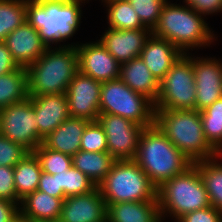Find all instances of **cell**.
Returning <instances> with one entry per match:
<instances>
[{
    "instance_id": "obj_1",
    "label": "cell",
    "mask_w": 222,
    "mask_h": 222,
    "mask_svg": "<svg viewBox=\"0 0 222 222\" xmlns=\"http://www.w3.org/2000/svg\"><path fill=\"white\" fill-rule=\"evenodd\" d=\"M87 0H26V22L42 39L47 48L68 40L81 23L82 3ZM52 44V45H51Z\"/></svg>"
},
{
    "instance_id": "obj_2",
    "label": "cell",
    "mask_w": 222,
    "mask_h": 222,
    "mask_svg": "<svg viewBox=\"0 0 222 222\" xmlns=\"http://www.w3.org/2000/svg\"><path fill=\"white\" fill-rule=\"evenodd\" d=\"M135 161L157 188L193 165L155 124L142 130Z\"/></svg>"
},
{
    "instance_id": "obj_3",
    "label": "cell",
    "mask_w": 222,
    "mask_h": 222,
    "mask_svg": "<svg viewBox=\"0 0 222 222\" xmlns=\"http://www.w3.org/2000/svg\"><path fill=\"white\" fill-rule=\"evenodd\" d=\"M78 44L48 48L27 70L28 96L66 93L79 71Z\"/></svg>"
},
{
    "instance_id": "obj_4",
    "label": "cell",
    "mask_w": 222,
    "mask_h": 222,
    "mask_svg": "<svg viewBox=\"0 0 222 222\" xmlns=\"http://www.w3.org/2000/svg\"><path fill=\"white\" fill-rule=\"evenodd\" d=\"M156 37L171 42L183 54L191 49L210 46L216 38L203 15L186 5L164 4L155 27L151 30ZM212 31V32H211Z\"/></svg>"
},
{
    "instance_id": "obj_5",
    "label": "cell",
    "mask_w": 222,
    "mask_h": 222,
    "mask_svg": "<svg viewBox=\"0 0 222 222\" xmlns=\"http://www.w3.org/2000/svg\"><path fill=\"white\" fill-rule=\"evenodd\" d=\"M154 124L192 163L219 155L206 140L196 109H155Z\"/></svg>"
},
{
    "instance_id": "obj_6",
    "label": "cell",
    "mask_w": 222,
    "mask_h": 222,
    "mask_svg": "<svg viewBox=\"0 0 222 222\" xmlns=\"http://www.w3.org/2000/svg\"><path fill=\"white\" fill-rule=\"evenodd\" d=\"M161 220L168 214L174 221L182 215L211 206L198 169L192 165L157 188Z\"/></svg>"
},
{
    "instance_id": "obj_7",
    "label": "cell",
    "mask_w": 222,
    "mask_h": 222,
    "mask_svg": "<svg viewBox=\"0 0 222 222\" xmlns=\"http://www.w3.org/2000/svg\"><path fill=\"white\" fill-rule=\"evenodd\" d=\"M98 188L107 206L129 201H158L157 187L135 160H115Z\"/></svg>"
},
{
    "instance_id": "obj_8",
    "label": "cell",
    "mask_w": 222,
    "mask_h": 222,
    "mask_svg": "<svg viewBox=\"0 0 222 222\" xmlns=\"http://www.w3.org/2000/svg\"><path fill=\"white\" fill-rule=\"evenodd\" d=\"M100 114L118 115L147 128L154 125L155 107L118 78L101 84Z\"/></svg>"
},
{
    "instance_id": "obj_9",
    "label": "cell",
    "mask_w": 222,
    "mask_h": 222,
    "mask_svg": "<svg viewBox=\"0 0 222 222\" xmlns=\"http://www.w3.org/2000/svg\"><path fill=\"white\" fill-rule=\"evenodd\" d=\"M155 109L194 110L196 109V87L193 57L182 54L167 74L159 81Z\"/></svg>"
},
{
    "instance_id": "obj_10",
    "label": "cell",
    "mask_w": 222,
    "mask_h": 222,
    "mask_svg": "<svg viewBox=\"0 0 222 222\" xmlns=\"http://www.w3.org/2000/svg\"><path fill=\"white\" fill-rule=\"evenodd\" d=\"M0 134L14 143L21 144L29 152H33L42 144L33 103L29 97L0 110Z\"/></svg>"
},
{
    "instance_id": "obj_11",
    "label": "cell",
    "mask_w": 222,
    "mask_h": 222,
    "mask_svg": "<svg viewBox=\"0 0 222 222\" xmlns=\"http://www.w3.org/2000/svg\"><path fill=\"white\" fill-rule=\"evenodd\" d=\"M97 121L105 132L108 153L115 160H135L144 127L113 114H99Z\"/></svg>"
},
{
    "instance_id": "obj_12",
    "label": "cell",
    "mask_w": 222,
    "mask_h": 222,
    "mask_svg": "<svg viewBox=\"0 0 222 222\" xmlns=\"http://www.w3.org/2000/svg\"><path fill=\"white\" fill-rule=\"evenodd\" d=\"M101 82L78 71L66 91L71 117L97 121L100 114Z\"/></svg>"
},
{
    "instance_id": "obj_13",
    "label": "cell",
    "mask_w": 222,
    "mask_h": 222,
    "mask_svg": "<svg viewBox=\"0 0 222 222\" xmlns=\"http://www.w3.org/2000/svg\"><path fill=\"white\" fill-rule=\"evenodd\" d=\"M79 71L104 83L118 79L121 64L100 43H81L76 47Z\"/></svg>"
},
{
    "instance_id": "obj_14",
    "label": "cell",
    "mask_w": 222,
    "mask_h": 222,
    "mask_svg": "<svg viewBox=\"0 0 222 222\" xmlns=\"http://www.w3.org/2000/svg\"><path fill=\"white\" fill-rule=\"evenodd\" d=\"M222 60L193 56L196 110L201 112L222 98Z\"/></svg>"
},
{
    "instance_id": "obj_15",
    "label": "cell",
    "mask_w": 222,
    "mask_h": 222,
    "mask_svg": "<svg viewBox=\"0 0 222 222\" xmlns=\"http://www.w3.org/2000/svg\"><path fill=\"white\" fill-rule=\"evenodd\" d=\"M59 219L63 222H107V205L98 186L89 193L67 197Z\"/></svg>"
},
{
    "instance_id": "obj_16",
    "label": "cell",
    "mask_w": 222,
    "mask_h": 222,
    "mask_svg": "<svg viewBox=\"0 0 222 222\" xmlns=\"http://www.w3.org/2000/svg\"><path fill=\"white\" fill-rule=\"evenodd\" d=\"M151 34V29L117 30L108 28L99 41L122 65L140 56Z\"/></svg>"
},
{
    "instance_id": "obj_17",
    "label": "cell",
    "mask_w": 222,
    "mask_h": 222,
    "mask_svg": "<svg viewBox=\"0 0 222 222\" xmlns=\"http://www.w3.org/2000/svg\"><path fill=\"white\" fill-rule=\"evenodd\" d=\"M3 43L11 52L12 58L18 66L24 68L33 64L48 49L42 42L39 32L28 22H24L8 34Z\"/></svg>"
},
{
    "instance_id": "obj_18",
    "label": "cell",
    "mask_w": 222,
    "mask_h": 222,
    "mask_svg": "<svg viewBox=\"0 0 222 222\" xmlns=\"http://www.w3.org/2000/svg\"><path fill=\"white\" fill-rule=\"evenodd\" d=\"M32 100L38 135L43 140L70 117L65 93L29 96Z\"/></svg>"
},
{
    "instance_id": "obj_19",
    "label": "cell",
    "mask_w": 222,
    "mask_h": 222,
    "mask_svg": "<svg viewBox=\"0 0 222 222\" xmlns=\"http://www.w3.org/2000/svg\"><path fill=\"white\" fill-rule=\"evenodd\" d=\"M183 53L171 42L151 34L140 53V58L160 81Z\"/></svg>"
},
{
    "instance_id": "obj_20",
    "label": "cell",
    "mask_w": 222,
    "mask_h": 222,
    "mask_svg": "<svg viewBox=\"0 0 222 222\" xmlns=\"http://www.w3.org/2000/svg\"><path fill=\"white\" fill-rule=\"evenodd\" d=\"M88 123L85 119L70 116L42 140V145L74 156L80 150L81 137Z\"/></svg>"
},
{
    "instance_id": "obj_21",
    "label": "cell",
    "mask_w": 222,
    "mask_h": 222,
    "mask_svg": "<svg viewBox=\"0 0 222 222\" xmlns=\"http://www.w3.org/2000/svg\"><path fill=\"white\" fill-rule=\"evenodd\" d=\"M119 78L134 92L146 96L155 104L158 98L159 81L152 75L140 56L120 66Z\"/></svg>"
},
{
    "instance_id": "obj_22",
    "label": "cell",
    "mask_w": 222,
    "mask_h": 222,
    "mask_svg": "<svg viewBox=\"0 0 222 222\" xmlns=\"http://www.w3.org/2000/svg\"><path fill=\"white\" fill-rule=\"evenodd\" d=\"M65 199L35 190L21 200L20 213L31 222L57 220L60 218L62 204Z\"/></svg>"
},
{
    "instance_id": "obj_23",
    "label": "cell",
    "mask_w": 222,
    "mask_h": 222,
    "mask_svg": "<svg viewBox=\"0 0 222 222\" xmlns=\"http://www.w3.org/2000/svg\"><path fill=\"white\" fill-rule=\"evenodd\" d=\"M107 222H162L158 201H137L107 206Z\"/></svg>"
},
{
    "instance_id": "obj_24",
    "label": "cell",
    "mask_w": 222,
    "mask_h": 222,
    "mask_svg": "<svg viewBox=\"0 0 222 222\" xmlns=\"http://www.w3.org/2000/svg\"><path fill=\"white\" fill-rule=\"evenodd\" d=\"M115 159L108 152L79 150L72 156V166L84 173L98 186L110 172Z\"/></svg>"
},
{
    "instance_id": "obj_25",
    "label": "cell",
    "mask_w": 222,
    "mask_h": 222,
    "mask_svg": "<svg viewBox=\"0 0 222 222\" xmlns=\"http://www.w3.org/2000/svg\"><path fill=\"white\" fill-rule=\"evenodd\" d=\"M42 172L40 162L33 152H29L14 166L15 189L20 200L37 190Z\"/></svg>"
},
{
    "instance_id": "obj_26",
    "label": "cell",
    "mask_w": 222,
    "mask_h": 222,
    "mask_svg": "<svg viewBox=\"0 0 222 222\" xmlns=\"http://www.w3.org/2000/svg\"><path fill=\"white\" fill-rule=\"evenodd\" d=\"M219 157L222 159V154L197 161L193 165L200 173L205 189L208 192L211 206L222 211V162L218 161Z\"/></svg>"
},
{
    "instance_id": "obj_27",
    "label": "cell",
    "mask_w": 222,
    "mask_h": 222,
    "mask_svg": "<svg viewBox=\"0 0 222 222\" xmlns=\"http://www.w3.org/2000/svg\"><path fill=\"white\" fill-rule=\"evenodd\" d=\"M27 70L19 67L0 75V110L28 98Z\"/></svg>"
},
{
    "instance_id": "obj_28",
    "label": "cell",
    "mask_w": 222,
    "mask_h": 222,
    "mask_svg": "<svg viewBox=\"0 0 222 222\" xmlns=\"http://www.w3.org/2000/svg\"><path fill=\"white\" fill-rule=\"evenodd\" d=\"M107 9L108 28L117 30L149 29L140 21L128 0L102 1Z\"/></svg>"
},
{
    "instance_id": "obj_29",
    "label": "cell",
    "mask_w": 222,
    "mask_h": 222,
    "mask_svg": "<svg viewBox=\"0 0 222 222\" xmlns=\"http://www.w3.org/2000/svg\"><path fill=\"white\" fill-rule=\"evenodd\" d=\"M204 136L222 154V98L200 112Z\"/></svg>"
},
{
    "instance_id": "obj_30",
    "label": "cell",
    "mask_w": 222,
    "mask_h": 222,
    "mask_svg": "<svg viewBox=\"0 0 222 222\" xmlns=\"http://www.w3.org/2000/svg\"><path fill=\"white\" fill-rule=\"evenodd\" d=\"M26 22V0H0V41Z\"/></svg>"
},
{
    "instance_id": "obj_31",
    "label": "cell",
    "mask_w": 222,
    "mask_h": 222,
    "mask_svg": "<svg viewBox=\"0 0 222 222\" xmlns=\"http://www.w3.org/2000/svg\"><path fill=\"white\" fill-rule=\"evenodd\" d=\"M58 182L66 198L89 193L97 187L92 180L73 166L58 174Z\"/></svg>"
},
{
    "instance_id": "obj_32",
    "label": "cell",
    "mask_w": 222,
    "mask_h": 222,
    "mask_svg": "<svg viewBox=\"0 0 222 222\" xmlns=\"http://www.w3.org/2000/svg\"><path fill=\"white\" fill-rule=\"evenodd\" d=\"M33 153L38 158L44 173L55 175L72 167V156L46 148L42 144Z\"/></svg>"
},
{
    "instance_id": "obj_33",
    "label": "cell",
    "mask_w": 222,
    "mask_h": 222,
    "mask_svg": "<svg viewBox=\"0 0 222 222\" xmlns=\"http://www.w3.org/2000/svg\"><path fill=\"white\" fill-rule=\"evenodd\" d=\"M128 2L134 8L141 23L152 30L167 0H128Z\"/></svg>"
},
{
    "instance_id": "obj_34",
    "label": "cell",
    "mask_w": 222,
    "mask_h": 222,
    "mask_svg": "<svg viewBox=\"0 0 222 222\" xmlns=\"http://www.w3.org/2000/svg\"><path fill=\"white\" fill-rule=\"evenodd\" d=\"M81 151L108 152L107 138L98 121L89 122L81 137Z\"/></svg>"
},
{
    "instance_id": "obj_35",
    "label": "cell",
    "mask_w": 222,
    "mask_h": 222,
    "mask_svg": "<svg viewBox=\"0 0 222 222\" xmlns=\"http://www.w3.org/2000/svg\"><path fill=\"white\" fill-rule=\"evenodd\" d=\"M29 151L0 134V166L14 167Z\"/></svg>"
},
{
    "instance_id": "obj_36",
    "label": "cell",
    "mask_w": 222,
    "mask_h": 222,
    "mask_svg": "<svg viewBox=\"0 0 222 222\" xmlns=\"http://www.w3.org/2000/svg\"><path fill=\"white\" fill-rule=\"evenodd\" d=\"M0 198L21 203L15 189L14 167L0 166Z\"/></svg>"
},
{
    "instance_id": "obj_37",
    "label": "cell",
    "mask_w": 222,
    "mask_h": 222,
    "mask_svg": "<svg viewBox=\"0 0 222 222\" xmlns=\"http://www.w3.org/2000/svg\"><path fill=\"white\" fill-rule=\"evenodd\" d=\"M175 222H222V211L213 206L182 215Z\"/></svg>"
},
{
    "instance_id": "obj_38",
    "label": "cell",
    "mask_w": 222,
    "mask_h": 222,
    "mask_svg": "<svg viewBox=\"0 0 222 222\" xmlns=\"http://www.w3.org/2000/svg\"><path fill=\"white\" fill-rule=\"evenodd\" d=\"M37 190L45 192L53 197L66 198L61 187H59L58 174L51 175L42 172Z\"/></svg>"
},
{
    "instance_id": "obj_39",
    "label": "cell",
    "mask_w": 222,
    "mask_h": 222,
    "mask_svg": "<svg viewBox=\"0 0 222 222\" xmlns=\"http://www.w3.org/2000/svg\"><path fill=\"white\" fill-rule=\"evenodd\" d=\"M184 3L205 17L206 15L222 12V0H184Z\"/></svg>"
},
{
    "instance_id": "obj_40",
    "label": "cell",
    "mask_w": 222,
    "mask_h": 222,
    "mask_svg": "<svg viewBox=\"0 0 222 222\" xmlns=\"http://www.w3.org/2000/svg\"><path fill=\"white\" fill-rule=\"evenodd\" d=\"M20 214V204L0 198V222H11Z\"/></svg>"
},
{
    "instance_id": "obj_41",
    "label": "cell",
    "mask_w": 222,
    "mask_h": 222,
    "mask_svg": "<svg viewBox=\"0 0 222 222\" xmlns=\"http://www.w3.org/2000/svg\"><path fill=\"white\" fill-rule=\"evenodd\" d=\"M19 68L16 61L12 58L7 46L0 41V75L7 74Z\"/></svg>"
},
{
    "instance_id": "obj_42",
    "label": "cell",
    "mask_w": 222,
    "mask_h": 222,
    "mask_svg": "<svg viewBox=\"0 0 222 222\" xmlns=\"http://www.w3.org/2000/svg\"><path fill=\"white\" fill-rule=\"evenodd\" d=\"M11 222H31V221L20 213Z\"/></svg>"
},
{
    "instance_id": "obj_43",
    "label": "cell",
    "mask_w": 222,
    "mask_h": 222,
    "mask_svg": "<svg viewBox=\"0 0 222 222\" xmlns=\"http://www.w3.org/2000/svg\"><path fill=\"white\" fill-rule=\"evenodd\" d=\"M45 222H63V221H61L60 219H57V220H51V221H45Z\"/></svg>"
}]
</instances>
